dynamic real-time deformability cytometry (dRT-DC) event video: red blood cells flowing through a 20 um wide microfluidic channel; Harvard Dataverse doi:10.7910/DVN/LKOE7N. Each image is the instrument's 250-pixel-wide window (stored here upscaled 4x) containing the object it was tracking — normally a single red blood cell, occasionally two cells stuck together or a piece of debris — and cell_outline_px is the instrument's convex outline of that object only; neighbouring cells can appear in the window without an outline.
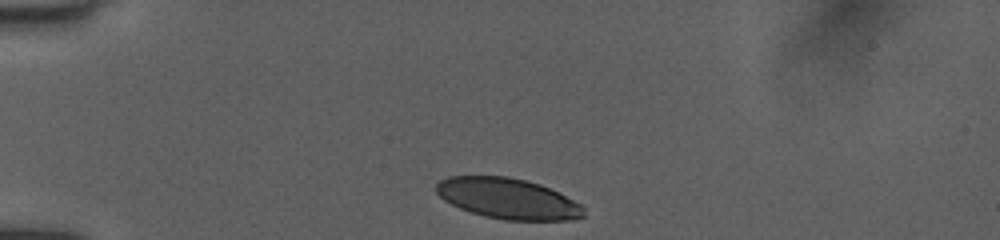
{"species": "human", "species_latin": "Homo sapiens", "temperature_condition": "room temperature", "stored_images_in_passage": 32, "camera_frame_rate_fps": 3000, "um_per_image_px": 0.085, "donor": {"sex": "female"}, "frame": {"image": 1, "passage_image": 1, "time_ms": 0.0, "image_size_px": [1000, 240], "cell_outline_px": [[584, 216], [572, 220], [504, 220], [484, 216], [460, 208], [444, 200], [436, 192], [436, 184], [440, 180], [448, 176], [508, 176], [540, 184], [580, 204], [584, 208]], "centroid_in_image_um": [43.14, 16.88], "position_along_channel_um": 41.9, "area_um2": 34.68}}
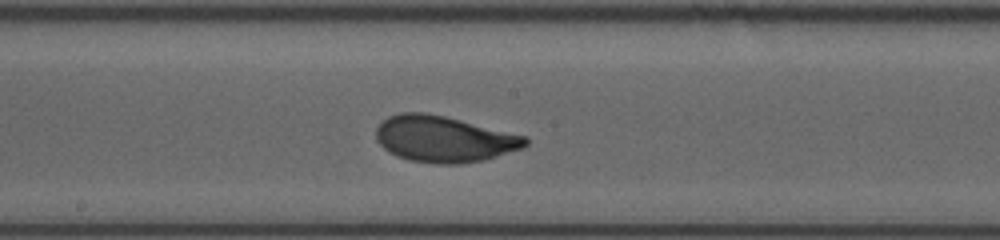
{"frame": {"image": 2, "passage_image": 17, "time_ms": 5.333, "image_size_px": [1000, 240], "cell_outline_px": [[528, 144], [524, 148], [484, 160], [460, 164], [440, 164], [408, 160], [396, 156], [388, 152], [376, 140], [376, 128], [388, 116], [400, 112], [424, 112], [444, 116], [528, 136]], "centroid_in_image_um": [37.75, 11.82], "position_along_channel_um": 210.5, "area_um2": 40.4}}
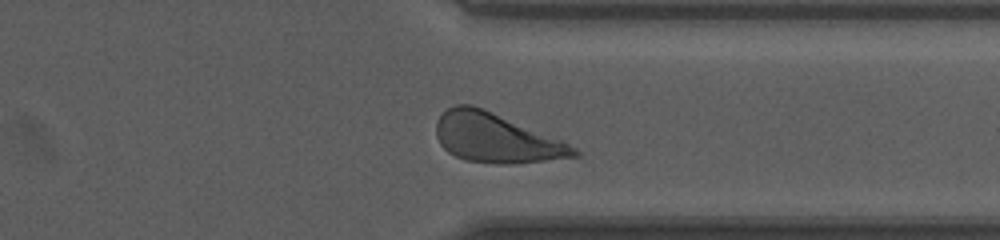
{"frame": {"image": 3, "passage_image": 29, "time_ms": 9.333, "image_size_px": [1000, 240], "cell_outline_px": [[580, 156], [512, 164], [504, 164], [464, 160], [448, 152], [440, 144], [436, 136], [436, 120], [448, 108], [456, 104], [472, 104], [564, 140], [576, 148], [580, 152]], "centroid_in_image_um": [42.17, 11.73], "position_along_channel_um": 369.2, "area_um2": 39.59}, "authors_computed_cell_mechanics": {"area_um2": 38.8705, "velocity_mm_per_s": 3.9764, "shape_relaxation_time_tau1_ms": 1.7786, "shape_relaxation_time_tau2_ms": 0.63, "deformation_change_tau1": 0.1281, "deformation_change_tau2": 0.0614}}